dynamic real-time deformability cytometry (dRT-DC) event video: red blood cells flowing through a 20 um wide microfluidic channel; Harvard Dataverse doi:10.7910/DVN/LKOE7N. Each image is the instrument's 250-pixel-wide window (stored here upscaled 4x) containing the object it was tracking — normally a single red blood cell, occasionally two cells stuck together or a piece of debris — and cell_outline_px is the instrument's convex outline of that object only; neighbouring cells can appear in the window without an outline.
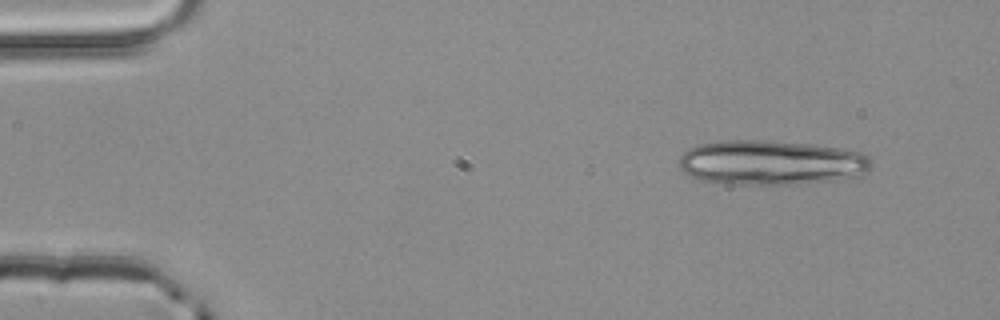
{"species": "common noctule bat (a hibernating species)", "species_latin": "Nyctalus noctula", "temperature_condition": "room temperature", "stored_images_in_passage": 3, "camera_frame_rate_fps": 3000, "um_per_image_px": 0.085, "animal": {"sex": "male", "body_mass_g": 20.4}, "frame": {"image": 1, "passage_image": 1, "time_ms": 0.0, "image_size_px": [1000, 320], "cell_outline_px": [[872, 164], [868, 172], [860, 176], [836, 180], [796, 184], [728, 184], [700, 180], [684, 172], [680, 168], [680, 156], [688, 148], [700, 144], [720, 140], [768, 140], [812, 144], [840, 148], [860, 152], [868, 156], [872, 160]], "centroid_in_image_um": [65.57, 13.82], "position_along_channel_um": 19.4, "area_um2": 50.52}}